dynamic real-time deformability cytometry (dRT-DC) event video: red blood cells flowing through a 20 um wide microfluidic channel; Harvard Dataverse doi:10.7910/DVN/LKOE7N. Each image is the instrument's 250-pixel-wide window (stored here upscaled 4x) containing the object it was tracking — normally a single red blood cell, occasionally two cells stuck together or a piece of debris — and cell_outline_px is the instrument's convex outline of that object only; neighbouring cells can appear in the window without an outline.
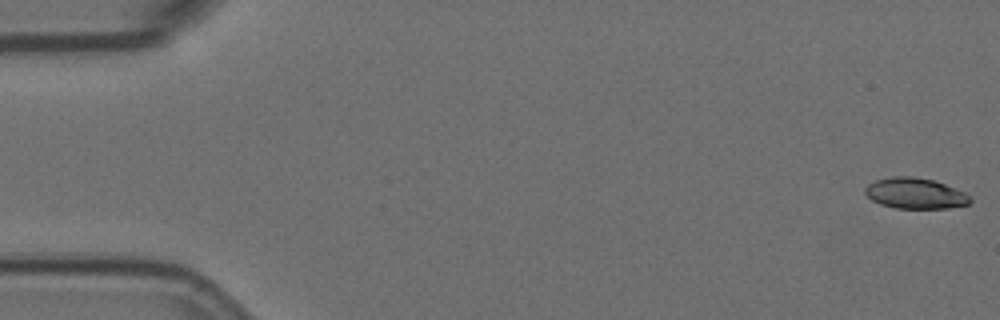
{"species": "Egyptian fruit bat (a non-hibernating species)", "species_latin": "Rousettus aegyptiacus", "temperature_condition": "room temperature", "stored_images_in_passage": 8, "camera_frame_rate_fps": 3000, "um_per_image_px": 0.085, "animal": {"sex": "female"}, "frame": {"image": 1, "passage_image": 1, "time_ms": 0.0, "image_size_px": [1000, 320], "cell_outline_px": [[972, 200], [968, 204], [948, 208], [896, 208], [880, 204], [872, 200], [864, 192], [864, 188], [868, 184], [876, 180], [892, 176], [912, 176], [932, 180], [944, 184], [964, 192]], "centroid_in_image_um": [77.76, 16.43], "position_along_channel_um": 7.2, "area_um2": 18.67}}
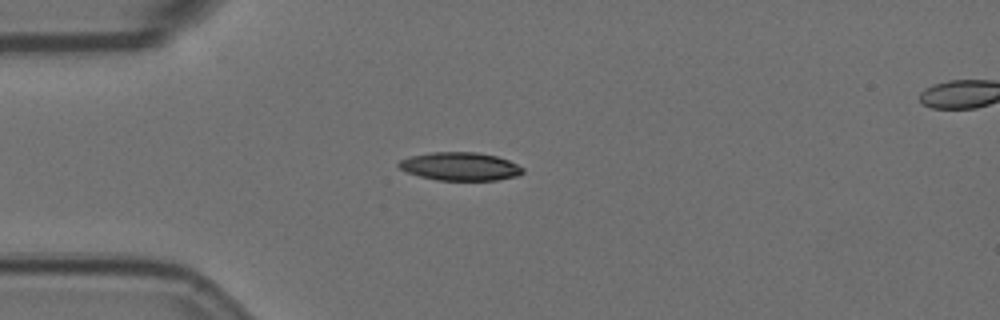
{"frame": {"image": 2, "passage_image": 5, "time_ms": 1.333, "image_size_px": [1000, 320], "cell_outline_px": [[524, 172], [516, 176], [496, 180], [436, 180], [420, 176], [408, 172], [400, 168], [396, 164], [400, 160], [412, 156], [432, 152], [476, 152], [496, 156], [508, 160], [524, 168]], "centroid_in_image_um": [39.11, 14.14], "position_along_channel_um": 45.9, "area_um2": 20.23}}
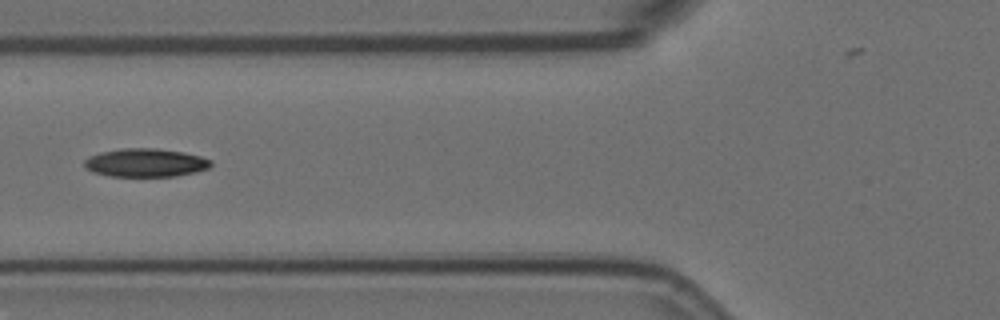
{"frame": {"image": 3, "passage_image": 7, "time_ms": 2.0, "image_size_px": [1000, 320], "cell_outline_px": [[212, 164], [208, 168], [196, 172], [176, 176], [112, 176], [92, 172], [84, 168], [84, 160], [88, 156], [100, 152], [120, 148], [156, 148], [184, 152], [200, 156], [212, 160]], "centroid_in_image_um": [12.35, 13.82], "position_along_channel_um": 113.5, "area_um2": 21.1}}